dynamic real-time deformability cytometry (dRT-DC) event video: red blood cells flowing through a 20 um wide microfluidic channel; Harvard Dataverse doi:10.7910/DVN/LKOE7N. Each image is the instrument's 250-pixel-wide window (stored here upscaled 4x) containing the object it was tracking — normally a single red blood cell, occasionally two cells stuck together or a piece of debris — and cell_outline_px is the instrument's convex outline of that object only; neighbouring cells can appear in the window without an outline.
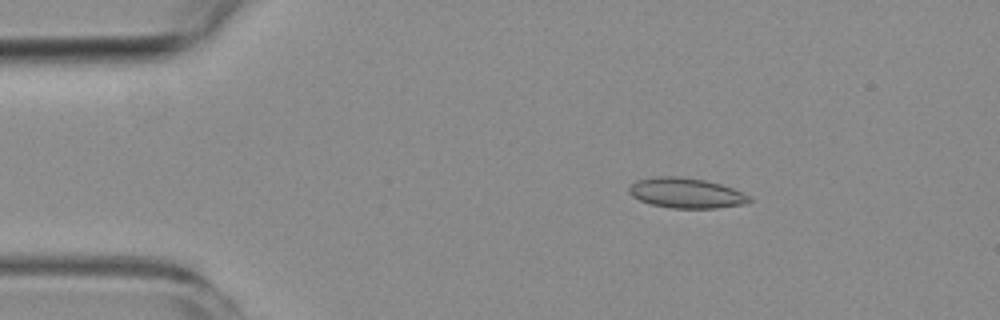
{"species": "common noctule bat (a hibernating species)", "species_latin": "Nyctalus noctula", "temperature_condition": "room temperature", "stored_images_in_passage": 5, "camera_frame_rate_fps": 3000, "um_per_image_px": 0.085, "animal": {"sex": "female", "body_mass_g": 19.3, "forearm_length_mm": 54.1}, "frame": {"image": 1, "passage_image": 3, "time_ms": 2.333, "image_size_px": [1000, 320], "cell_outline_px": [[752, 200], [748, 204], [716, 208], [672, 208], [652, 204], [640, 200], [632, 196], [628, 192], [628, 188], [636, 180], [656, 176], [680, 176], [704, 180], [720, 184], [732, 188], [748, 196]], "centroid_in_image_um": [58.31, 16.4], "position_along_channel_um": 26.7, "area_um2": 21.1}}
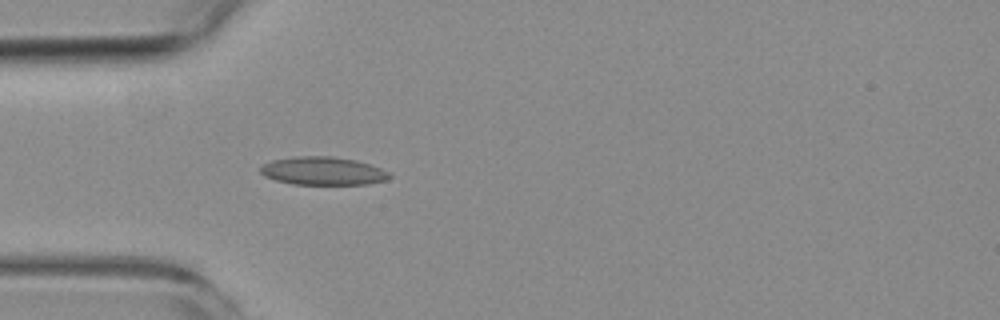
{"frame": {"image": 2, "passage_image": 5, "time_ms": 4.667, "image_size_px": [1000, 320], "cell_outline_px": [[392, 176], [388, 180], [368, 184], [292, 184], [276, 180], [264, 176], [260, 172], [260, 168], [264, 164], [272, 160], [296, 156], [332, 156], [356, 160], [392, 172]], "centroid_in_image_um": [27.49, 14.53], "position_along_channel_um": 57.5, "area_um2": 21.27}}